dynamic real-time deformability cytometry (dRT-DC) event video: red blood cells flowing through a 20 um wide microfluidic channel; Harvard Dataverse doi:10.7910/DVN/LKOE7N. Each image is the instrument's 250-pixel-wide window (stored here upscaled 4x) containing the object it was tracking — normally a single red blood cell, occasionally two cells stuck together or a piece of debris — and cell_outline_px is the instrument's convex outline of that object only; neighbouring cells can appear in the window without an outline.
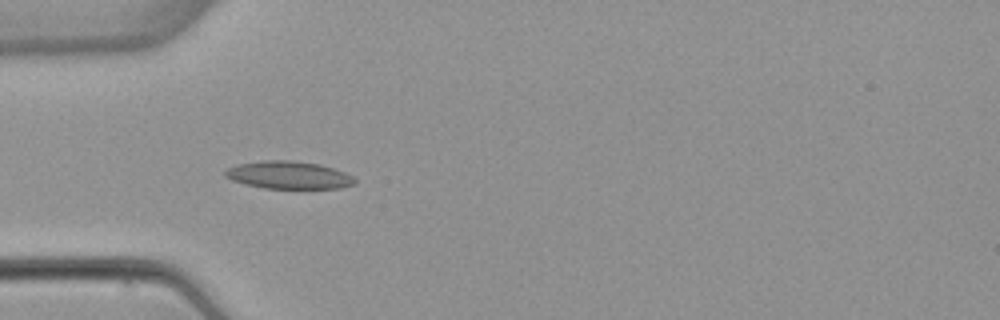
{"species": "common noctule bat (a hibernating species)", "species_latin": "Nyctalus noctula", "temperature_condition": "warm", "stored_images_in_passage": 5, "camera_frame_rate_fps": 3000, "um_per_image_px": 0.085, "animal": {"sex": "female", "body_mass_g": 22.7, "forearm_length_mm": 54.2}, "frame": {"image": 1, "passage_image": 4, "time_ms": 3.667, "image_size_px": [1000, 320], "cell_outline_px": [[356, 184], [340, 188], [264, 188], [244, 184], [232, 180], [224, 176], [224, 172], [228, 168], [236, 164], [264, 160], [292, 160], [320, 164], [344, 172], [352, 176], [356, 180]], "centroid_in_image_um": [24.52, 14.87], "position_along_channel_um": 60.5, "area_um2": 20.92}}
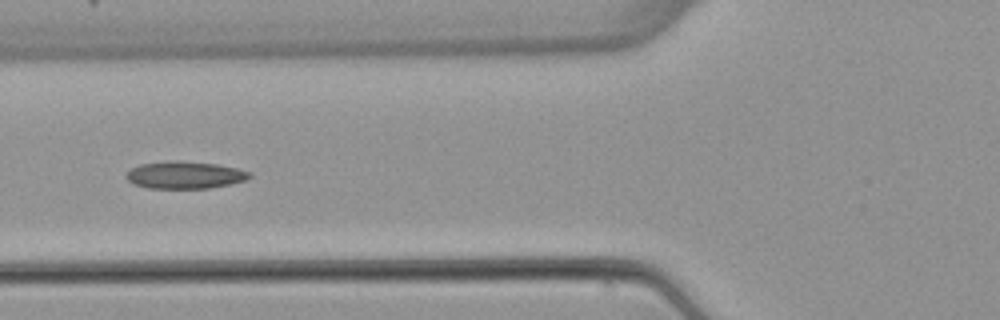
{"frame": {"image": 2, "passage_image": 5, "time_ms": 5.0, "image_size_px": [1000, 320], "cell_outline_px": [[252, 176], [248, 180], [232, 184], [208, 188], [148, 188], [132, 184], [124, 176], [132, 168], [140, 164], [172, 160], [180, 160], [216, 164], [236, 168], [252, 172]], "centroid_in_image_um": [15.73, 14.87], "position_along_channel_um": 110.1, "area_um2": 19.83}}